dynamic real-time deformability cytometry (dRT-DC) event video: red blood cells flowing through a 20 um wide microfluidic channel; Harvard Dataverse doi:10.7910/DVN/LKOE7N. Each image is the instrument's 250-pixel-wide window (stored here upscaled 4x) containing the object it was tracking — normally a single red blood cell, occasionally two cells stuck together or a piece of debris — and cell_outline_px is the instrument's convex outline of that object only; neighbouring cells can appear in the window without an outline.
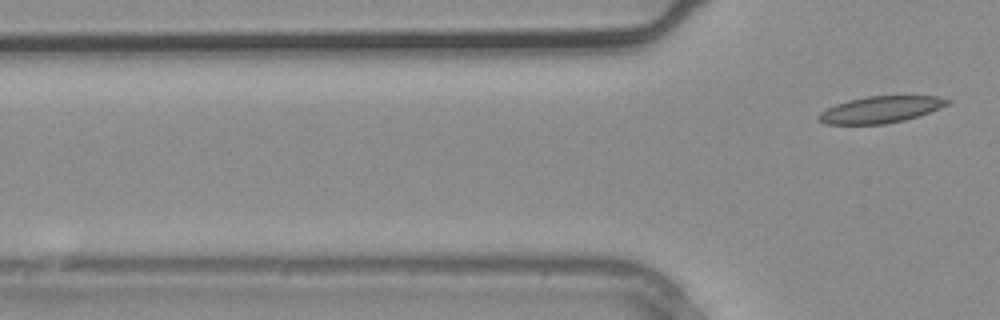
{"species": "common noctule bat (a hibernating species)", "species_latin": "Nyctalus noctula", "temperature_condition": "warm", "stored_images_in_passage": 4, "camera_frame_rate_fps": 3000, "um_per_image_px": 0.085, "animal": {"sex": "male", "body_mass_g": 20.4}, "frame": {"image": 1, "passage_image": 4, "time_ms": 1.0, "image_size_px": [1000, 320], "cell_outline_px": [[952, 100], [948, 104], [940, 108], [920, 116], [888, 124], [824, 124], [816, 116], [820, 112], [836, 104], [848, 100], [868, 96], [936, 96]], "centroid_in_image_um": [74.86, 9.32], "position_along_channel_um": 50.9, "area_um2": 20.0}}